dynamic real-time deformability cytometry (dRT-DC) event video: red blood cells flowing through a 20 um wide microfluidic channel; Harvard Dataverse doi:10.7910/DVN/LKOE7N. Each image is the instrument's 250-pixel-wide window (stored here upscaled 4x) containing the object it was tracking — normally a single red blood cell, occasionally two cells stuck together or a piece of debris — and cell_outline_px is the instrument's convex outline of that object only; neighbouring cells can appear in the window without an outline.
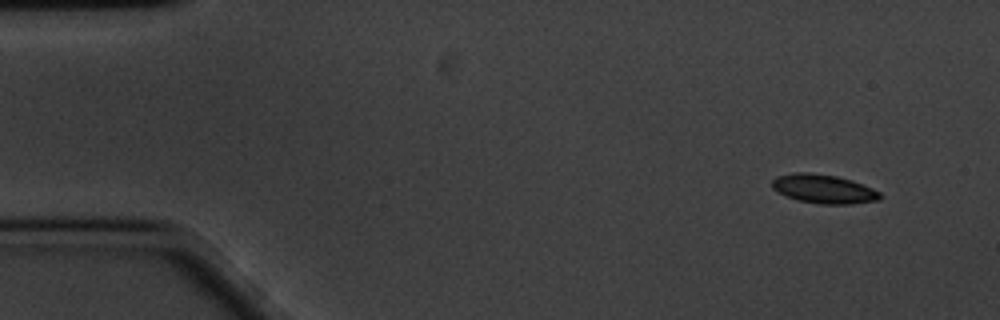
{"species": "common noctule bat (a hibernating species)", "species_latin": "Nyctalus noctula", "temperature_condition": "cold", "stored_images_in_passage": 14, "camera_frame_rate_fps": 3000, "um_per_image_px": 0.085, "animal": {"sex": "male", "body_mass_g": 20.1, "forearm_length_mm": 53.5}, "frame": {"image": 1, "passage_image": 1, "time_ms": 0.0, "image_size_px": [1000, 320], "cell_outline_px": [[884, 196], [880, 200], [852, 204], [820, 204], [800, 200], [788, 196], [772, 188], [772, 180], [776, 176], [796, 172], [808, 172], [836, 176], [852, 180], [872, 188], [880, 192]], "centroid_in_image_um": [70.06, 16.06], "position_along_channel_um": 14.9, "area_um2": 18.15}}